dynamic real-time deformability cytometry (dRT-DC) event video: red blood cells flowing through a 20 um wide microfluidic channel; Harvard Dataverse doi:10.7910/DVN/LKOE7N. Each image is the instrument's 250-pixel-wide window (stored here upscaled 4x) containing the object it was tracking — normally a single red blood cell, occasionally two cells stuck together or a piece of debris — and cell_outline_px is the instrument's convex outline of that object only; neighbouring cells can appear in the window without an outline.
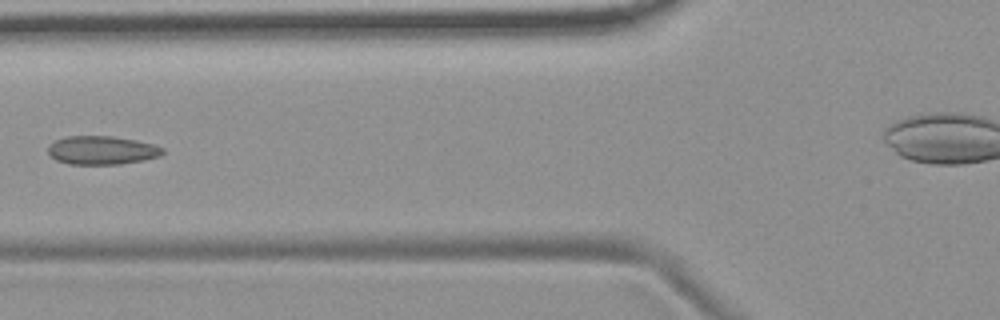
{"species": "common noctule bat (a hibernating species)", "species_latin": "Nyctalus noctula", "temperature_condition": "room temperature", "stored_images_in_passage": 3, "camera_frame_rate_fps": 3000, "um_per_image_px": 0.085, "animal": {"sex": "female", "body_mass_g": 19.9}, "frame": {"image": 1, "passage_image": 3, "time_ms": 2.333, "image_size_px": [1000, 320], "cell_outline_px": [[164, 152], [160, 156], [144, 160], [120, 164], [68, 164], [56, 160], [48, 156], [48, 144], [56, 140], [68, 136], [112, 136], [136, 140], [152, 144], [164, 148]], "centroid_in_image_um": [8.63, 12.77], "position_along_channel_um": 117.2, "area_um2": 19.19}}